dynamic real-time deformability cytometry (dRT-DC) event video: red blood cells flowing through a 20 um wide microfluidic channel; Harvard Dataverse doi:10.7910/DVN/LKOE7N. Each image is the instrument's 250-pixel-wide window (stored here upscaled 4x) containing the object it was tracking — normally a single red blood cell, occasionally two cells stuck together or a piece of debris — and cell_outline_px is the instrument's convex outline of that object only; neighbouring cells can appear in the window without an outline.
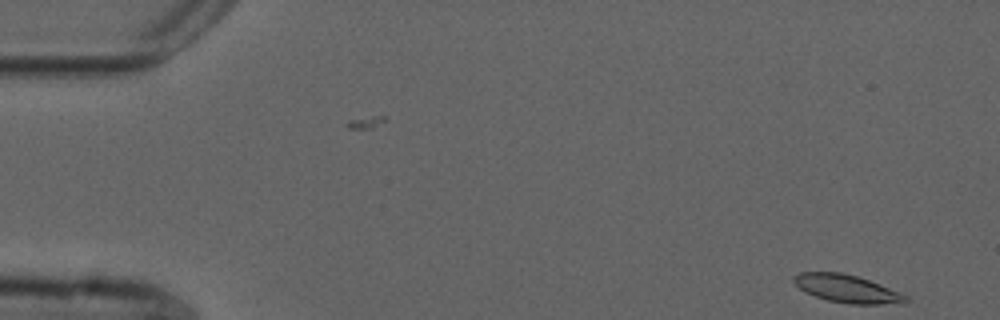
{"species": "common noctule bat (a hibernating species)", "species_latin": "Nyctalus noctula", "temperature_condition": "cold", "stored_images_in_passage": 54, "camera_frame_rate_fps": 3000, "um_per_image_px": 0.085, "animal": {"sex": "male", "forearm_length_mm": 52.5}, "frame": {"image": 1, "passage_image": 1, "time_ms": 0.0, "image_size_px": [1000, 320], "cell_outline_px": [[912, 300], [908, 304], [848, 304], [828, 300], [804, 292], [792, 280], [792, 276], [800, 272], [840, 272], [856, 276], [868, 280], [908, 296]], "centroid_in_image_um": [72.03, 24.56], "position_along_channel_um": 13.0, "area_um2": 18.21}}
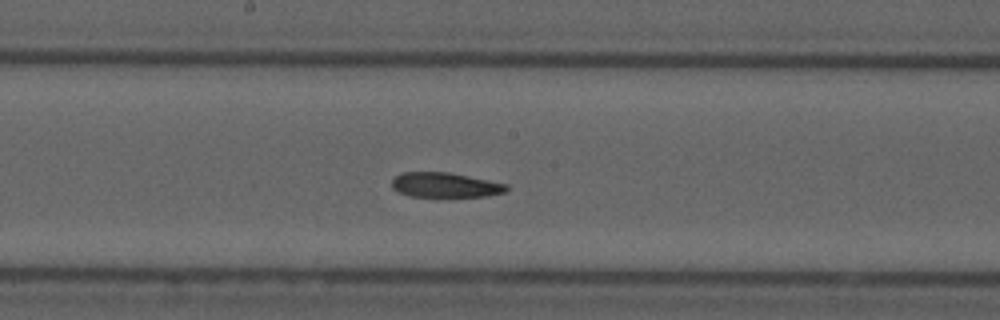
{"frame": {"image": 2, "passage_image": 27, "time_ms": 8.667, "image_size_px": [1000, 320], "cell_outline_px": [[508, 188], [504, 192], [484, 196], [412, 196], [400, 192], [392, 188], [392, 180], [396, 176], [404, 172], [448, 172], [508, 184]], "centroid_in_image_um": [37.83, 15.71], "position_along_channel_um": 210.4, "area_um2": 16.24}}
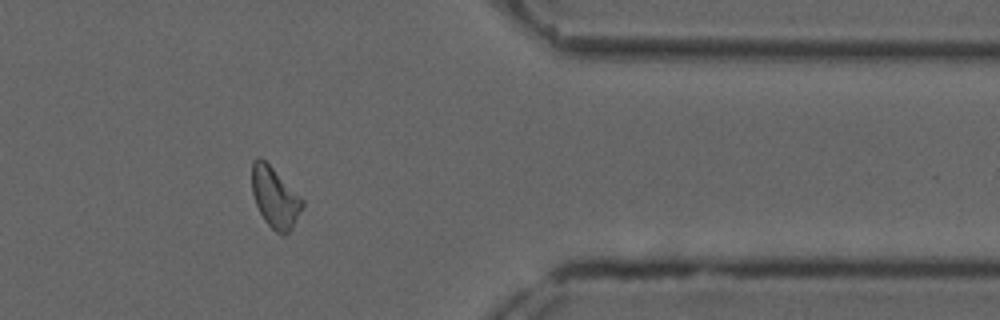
{"frame": {"image": 3, "passage_image": 43, "time_ms": 14.0, "image_size_px": [1000, 320], "cell_outline_px": [[304, 204], [292, 228], [284, 236], [276, 232], [264, 220], [256, 204], [252, 192], [252, 160], [256, 156], [260, 156], [304, 200]], "centroid_in_image_um": [23.35, 16.78], "position_along_channel_um": 388.0, "area_um2": 17.57}}